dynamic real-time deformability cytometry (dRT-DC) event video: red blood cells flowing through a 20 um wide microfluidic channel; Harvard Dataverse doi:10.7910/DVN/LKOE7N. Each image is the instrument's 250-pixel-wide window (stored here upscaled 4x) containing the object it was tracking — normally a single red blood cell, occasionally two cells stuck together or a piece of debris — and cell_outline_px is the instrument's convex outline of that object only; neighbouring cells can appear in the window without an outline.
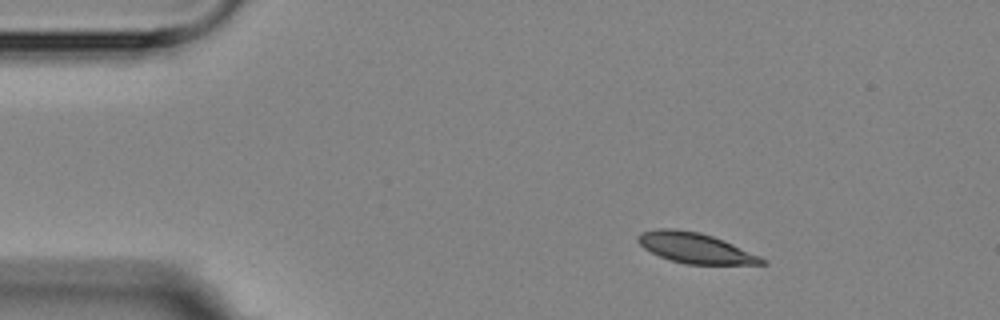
{"species": "Egyptian fruit bat (a non-hibernating species)", "species_latin": "Rousettus aegyptiacus", "temperature_condition": "room temperature", "stored_images_in_passage": 3, "camera_frame_rate_fps": 3000, "um_per_image_px": 0.085, "animal": {"sex": "female"}, "frame": {"image": 1, "passage_image": 1, "time_ms": 0.0, "image_size_px": [1000, 320], "cell_outline_px": [[768, 264], [684, 264], [660, 256], [644, 248], [636, 240], [636, 236], [640, 232], [656, 228], [676, 228], [700, 232], [712, 236], [732, 244], [760, 256], [768, 260]], "centroid_in_image_um": [59.07, 21.06], "position_along_channel_um": 25.9, "area_um2": 21.91}}